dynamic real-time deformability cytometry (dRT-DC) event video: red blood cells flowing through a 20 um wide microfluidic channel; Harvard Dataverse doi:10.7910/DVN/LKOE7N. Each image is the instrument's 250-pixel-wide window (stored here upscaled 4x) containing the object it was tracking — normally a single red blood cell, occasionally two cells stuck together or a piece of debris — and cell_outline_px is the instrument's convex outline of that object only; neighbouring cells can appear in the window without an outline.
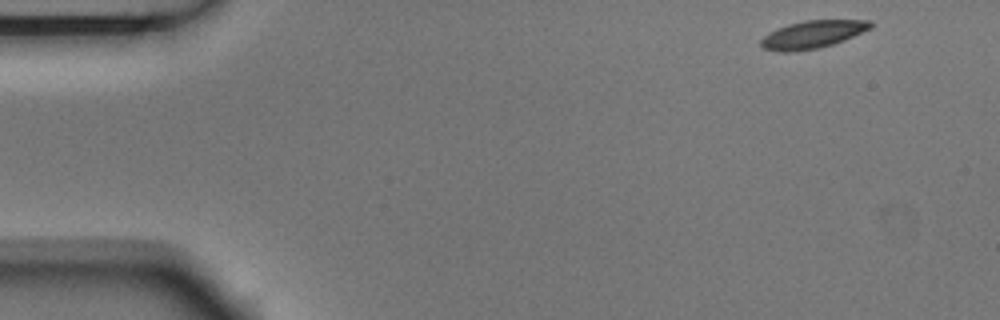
{"species": "Egyptian fruit bat (a non-hibernating species)", "species_latin": "Rousettus aegyptiacus", "temperature_condition": "room temperature", "stored_images_in_passage": 4, "camera_frame_rate_fps": 3000, "um_per_image_px": 0.085, "animal": {"sex": "male"}, "frame": {"image": 1, "passage_image": 1, "time_ms": 0.0, "image_size_px": [1000, 320], "cell_outline_px": [[872, 28], [844, 40], [832, 44], [816, 48], [788, 52], [780, 52], [764, 48], [760, 44], [760, 40], [764, 36], [788, 24], [804, 20], [872, 20]], "centroid_in_image_um": [69.1, 2.92], "position_along_channel_um": 15.9, "area_um2": 17.4}}
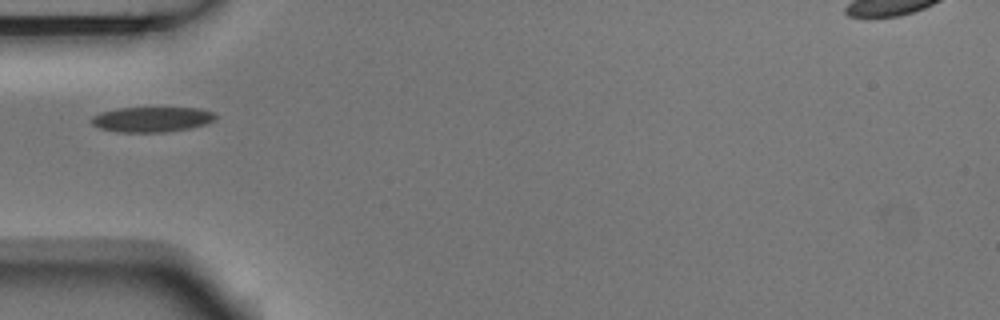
{"frame": {"image": 2, "passage_image": 3, "time_ms": 0.667, "image_size_px": [1000, 320], "cell_outline_px": [[216, 120], [208, 124], [188, 128], [164, 132], [116, 132], [100, 128], [92, 124], [92, 116], [100, 112], [120, 108], [200, 108], [216, 112]], "centroid_in_image_um": [12.95, 10.14], "position_along_channel_um": 72.0, "area_um2": 18.26}}
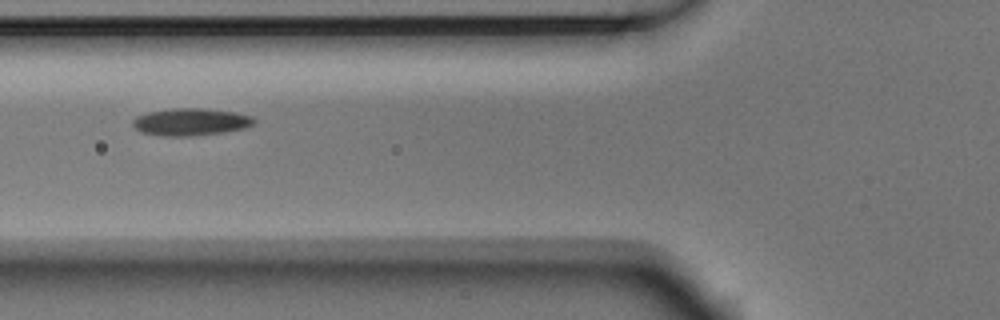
{"frame": {"image": 3, "passage_image": 4, "time_ms": 1.0, "image_size_px": [1000, 320], "cell_outline_px": [[256, 120], [252, 124], [244, 128], [220, 132], [192, 136], [160, 136], [140, 132], [132, 124], [132, 120], [136, 116], [148, 112], [172, 108], [200, 108], [236, 112], [252, 116]], "centroid_in_image_um": [16.17, 10.36], "position_along_channel_um": 109.6, "area_um2": 19.25}}